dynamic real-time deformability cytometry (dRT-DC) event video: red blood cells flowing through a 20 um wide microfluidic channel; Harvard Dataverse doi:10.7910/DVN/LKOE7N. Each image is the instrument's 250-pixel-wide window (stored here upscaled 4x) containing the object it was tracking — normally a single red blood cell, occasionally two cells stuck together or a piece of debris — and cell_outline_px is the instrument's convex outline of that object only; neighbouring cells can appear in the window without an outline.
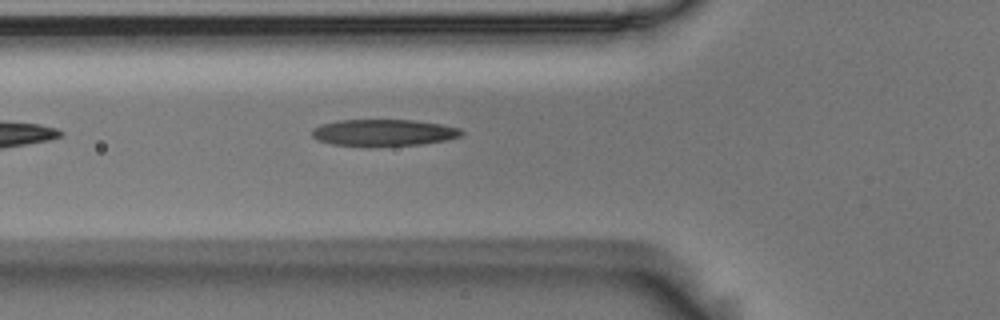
{"species": "Egyptian fruit bat (a non-hibernating species)", "species_latin": "Rousettus aegyptiacus", "temperature_condition": "room temperature", "stored_images_in_passage": 6, "camera_frame_rate_fps": 3000, "um_per_image_px": 0.085, "animal": {"sex": "male"}, "frame": {"image": 1, "passage_image": 6, "time_ms": 1.667, "image_size_px": [1000, 320], "cell_outline_px": [[464, 132], [460, 136], [444, 140], [420, 144], [372, 148], [364, 148], [332, 144], [316, 140], [312, 136], [312, 128], [320, 124], [340, 120], [416, 120], [440, 124], [460, 128]], "centroid_in_image_um": [32.54, 11.3], "position_along_channel_um": 93.3, "area_um2": 23.87}}